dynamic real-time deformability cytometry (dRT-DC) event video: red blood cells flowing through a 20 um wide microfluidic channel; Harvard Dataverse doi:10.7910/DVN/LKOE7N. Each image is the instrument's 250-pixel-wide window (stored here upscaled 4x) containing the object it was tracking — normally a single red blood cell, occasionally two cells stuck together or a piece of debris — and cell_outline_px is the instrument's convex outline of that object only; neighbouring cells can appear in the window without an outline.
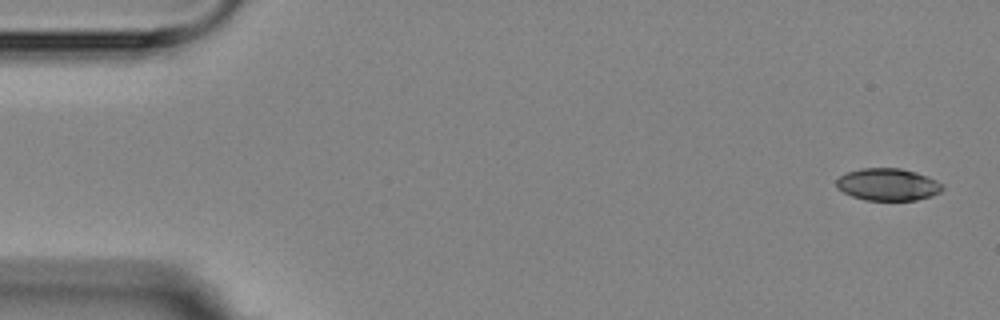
{"species": "Egyptian fruit bat (a non-hibernating species)", "species_latin": "Rousettus aegyptiacus", "temperature_condition": "room temperature", "stored_images_in_passage": 5, "camera_frame_rate_fps": 3000, "um_per_image_px": 0.085, "animal": {"sex": "female"}, "frame": {"image": 1, "passage_image": 1, "time_ms": 0.0, "image_size_px": [1000, 320], "cell_outline_px": [[944, 188], [940, 192], [932, 196], [916, 200], [864, 200], [852, 196], [836, 188], [836, 180], [840, 176], [848, 172], [860, 168], [900, 168], [916, 172], [936, 180], [944, 184]], "centroid_in_image_um": [75.48, 15.68], "position_along_channel_um": 9.5, "area_um2": 20.0}}
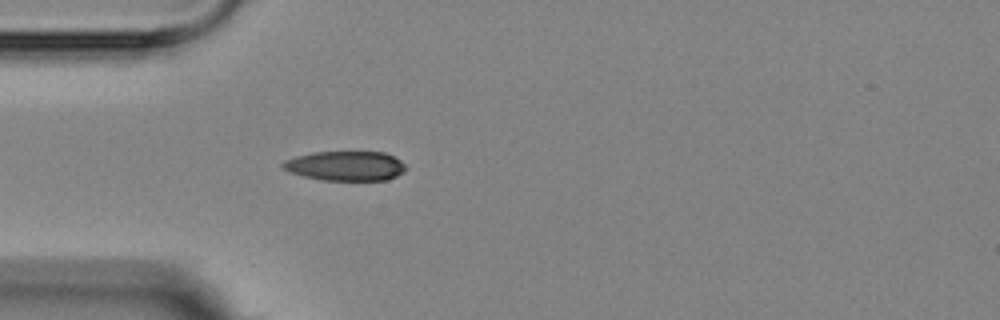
{"frame": {"image": 2, "passage_image": 5, "time_ms": 4.667, "image_size_px": [1000, 320], "cell_outline_px": [[404, 172], [388, 180], [324, 180], [304, 176], [288, 172], [280, 164], [284, 160], [296, 156], [312, 152], [384, 152], [400, 160], [404, 164]], "centroid_in_image_um": [29.34, 14.1], "position_along_channel_um": 55.7, "area_um2": 21.15}}